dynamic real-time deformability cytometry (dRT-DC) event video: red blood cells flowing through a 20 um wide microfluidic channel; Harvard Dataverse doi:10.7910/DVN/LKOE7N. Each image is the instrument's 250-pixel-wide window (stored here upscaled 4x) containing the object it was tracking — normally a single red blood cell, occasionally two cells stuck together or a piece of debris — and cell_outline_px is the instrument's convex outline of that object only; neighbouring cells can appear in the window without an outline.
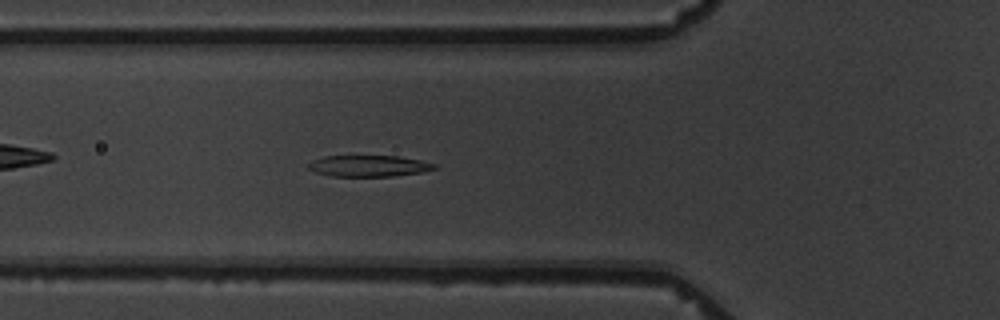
{"species": "common noctule bat (a hibernating species)", "species_latin": "Nyctalus noctula", "temperature_condition": "warm", "stored_images_in_passage": 6, "camera_frame_rate_fps": 3000, "um_per_image_px": 0.085, "animal": {"sex": "male", "body_mass_g": 19.5, "forearm_length_mm": 54.6}, "frame": {"image": 1, "passage_image": 6, "time_ms": 5.667, "image_size_px": [1000, 320], "cell_outline_px": [[440, 168], [420, 172], [392, 176], [332, 176], [316, 172], [308, 168], [304, 164], [312, 160], [324, 156], [396, 156], [420, 160], [436, 164]], "centroid_in_image_um": [31.32, 14.1], "position_along_channel_um": 94.5, "area_um2": 15.66}}